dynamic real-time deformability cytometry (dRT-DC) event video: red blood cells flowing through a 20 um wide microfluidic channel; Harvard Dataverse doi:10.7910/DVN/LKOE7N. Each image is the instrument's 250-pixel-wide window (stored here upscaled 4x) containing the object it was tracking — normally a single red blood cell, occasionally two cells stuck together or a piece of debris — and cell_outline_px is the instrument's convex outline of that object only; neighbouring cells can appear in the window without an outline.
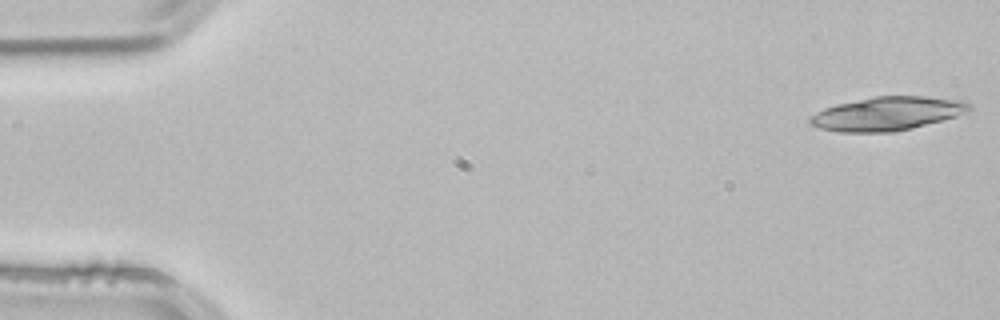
{"species": "common noctule bat (a hibernating species)", "species_latin": "Nyctalus noctula", "temperature_condition": "room temperature", "stored_images_in_passage": 18, "camera_frame_rate_fps": 3000, "um_per_image_px": 0.085, "animal": {"sex": "male", "body_mass_g": 21.5, "forearm_length_mm": 52.0}, "frame": {"image": 1, "passage_image": 1, "time_ms": 0.0, "image_size_px": [1000, 320], "cell_outline_px": [[972, 108], [968, 112], [956, 116], [912, 128], [892, 132], [836, 132], [820, 128], [808, 124], [808, 116], [824, 108], [836, 104], [872, 96], [924, 96], [968, 100], [972, 104]], "centroid_in_image_um": [75.42, 9.65], "position_along_channel_um": 9.6, "area_um2": 31.67}}